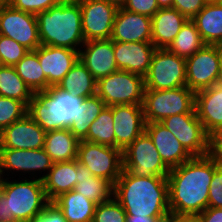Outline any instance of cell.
I'll return each instance as SVG.
<instances>
[{
	"label": "cell",
	"instance_id": "cell-26",
	"mask_svg": "<svg viewBox=\"0 0 222 222\" xmlns=\"http://www.w3.org/2000/svg\"><path fill=\"white\" fill-rule=\"evenodd\" d=\"M76 183V159L53 163L52 168L43 179L45 193L50 202H53L61 194L73 190Z\"/></svg>",
	"mask_w": 222,
	"mask_h": 222
},
{
	"label": "cell",
	"instance_id": "cell-49",
	"mask_svg": "<svg viewBox=\"0 0 222 222\" xmlns=\"http://www.w3.org/2000/svg\"><path fill=\"white\" fill-rule=\"evenodd\" d=\"M108 2L116 5L118 8L123 7L127 0H107Z\"/></svg>",
	"mask_w": 222,
	"mask_h": 222
},
{
	"label": "cell",
	"instance_id": "cell-2",
	"mask_svg": "<svg viewBox=\"0 0 222 222\" xmlns=\"http://www.w3.org/2000/svg\"><path fill=\"white\" fill-rule=\"evenodd\" d=\"M114 198L127 216L164 218L170 212L167 176L138 177L122 170L114 184Z\"/></svg>",
	"mask_w": 222,
	"mask_h": 222
},
{
	"label": "cell",
	"instance_id": "cell-44",
	"mask_svg": "<svg viewBox=\"0 0 222 222\" xmlns=\"http://www.w3.org/2000/svg\"><path fill=\"white\" fill-rule=\"evenodd\" d=\"M197 216L199 222H222V208L208 207Z\"/></svg>",
	"mask_w": 222,
	"mask_h": 222
},
{
	"label": "cell",
	"instance_id": "cell-32",
	"mask_svg": "<svg viewBox=\"0 0 222 222\" xmlns=\"http://www.w3.org/2000/svg\"><path fill=\"white\" fill-rule=\"evenodd\" d=\"M105 107L106 104L96 94L86 97L76 111L75 118L69 125V130L79 140H83L88 134L91 123Z\"/></svg>",
	"mask_w": 222,
	"mask_h": 222
},
{
	"label": "cell",
	"instance_id": "cell-30",
	"mask_svg": "<svg viewBox=\"0 0 222 222\" xmlns=\"http://www.w3.org/2000/svg\"><path fill=\"white\" fill-rule=\"evenodd\" d=\"M97 81L91 72L78 60L56 86L59 90L85 99L96 94Z\"/></svg>",
	"mask_w": 222,
	"mask_h": 222
},
{
	"label": "cell",
	"instance_id": "cell-42",
	"mask_svg": "<svg viewBox=\"0 0 222 222\" xmlns=\"http://www.w3.org/2000/svg\"><path fill=\"white\" fill-rule=\"evenodd\" d=\"M209 0H173L172 8L192 20Z\"/></svg>",
	"mask_w": 222,
	"mask_h": 222
},
{
	"label": "cell",
	"instance_id": "cell-34",
	"mask_svg": "<svg viewBox=\"0 0 222 222\" xmlns=\"http://www.w3.org/2000/svg\"><path fill=\"white\" fill-rule=\"evenodd\" d=\"M204 45L196 24L192 20H187L167 49L177 56L188 58Z\"/></svg>",
	"mask_w": 222,
	"mask_h": 222
},
{
	"label": "cell",
	"instance_id": "cell-3",
	"mask_svg": "<svg viewBox=\"0 0 222 222\" xmlns=\"http://www.w3.org/2000/svg\"><path fill=\"white\" fill-rule=\"evenodd\" d=\"M36 16L41 45L79 51L85 43L79 3L61 0Z\"/></svg>",
	"mask_w": 222,
	"mask_h": 222
},
{
	"label": "cell",
	"instance_id": "cell-12",
	"mask_svg": "<svg viewBox=\"0 0 222 222\" xmlns=\"http://www.w3.org/2000/svg\"><path fill=\"white\" fill-rule=\"evenodd\" d=\"M52 166H53V161L43 148L40 149L0 148V175L2 178L5 177L6 175L9 177V175L11 176L12 174V177H10L12 179L14 178L13 177L14 172L16 173L23 172L25 174L20 173L19 179L21 178L20 175L24 177L23 175L30 173L32 174L31 175L32 177L29 176V178L36 177L40 180H43L47 176ZM5 172H7L6 175ZM37 173L40 174L39 177L36 176ZM41 174L43 175L41 176Z\"/></svg>",
	"mask_w": 222,
	"mask_h": 222
},
{
	"label": "cell",
	"instance_id": "cell-40",
	"mask_svg": "<svg viewBox=\"0 0 222 222\" xmlns=\"http://www.w3.org/2000/svg\"><path fill=\"white\" fill-rule=\"evenodd\" d=\"M208 207L222 208V166L215 171L209 186Z\"/></svg>",
	"mask_w": 222,
	"mask_h": 222
},
{
	"label": "cell",
	"instance_id": "cell-39",
	"mask_svg": "<svg viewBox=\"0 0 222 222\" xmlns=\"http://www.w3.org/2000/svg\"><path fill=\"white\" fill-rule=\"evenodd\" d=\"M61 0H9V4L16 10L37 15L55 6Z\"/></svg>",
	"mask_w": 222,
	"mask_h": 222
},
{
	"label": "cell",
	"instance_id": "cell-25",
	"mask_svg": "<svg viewBox=\"0 0 222 222\" xmlns=\"http://www.w3.org/2000/svg\"><path fill=\"white\" fill-rule=\"evenodd\" d=\"M192 21L205 44L222 46V0H209Z\"/></svg>",
	"mask_w": 222,
	"mask_h": 222
},
{
	"label": "cell",
	"instance_id": "cell-54",
	"mask_svg": "<svg viewBox=\"0 0 222 222\" xmlns=\"http://www.w3.org/2000/svg\"><path fill=\"white\" fill-rule=\"evenodd\" d=\"M1 196H2V188H1V184H0V200H1Z\"/></svg>",
	"mask_w": 222,
	"mask_h": 222
},
{
	"label": "cell",
	"instance_id": "cell-41",
	"mask_svg": "<svg viewBox=\"0 0 222 222\" xmlns=\"http://www.w3.org/2000/svg\"><path fill=\"white\" fill-rule=\"evenodd\" d=\"M122 8L150 18L160 9L157 0H127Z\"/></svg>",
	"mask_w": 222,
	"mask_h": 222
},
{
	"label": "cell",
	"instance_id": "cell-4",
	"mask_svg": "<svg viewBox=\"0 0 222 222\" xmlns=\"http://www.w3.org/2000/svg\"><path fill=\"white\" fill-rule=\"evenodd\" d=\"M5 178L1 179L0 222H30L50 203L43 180Z\"/></svg>",
	"mask_w": 222,
	"mask_h": 222
},
{
	"label": "cell",
	"instance_id": "cell-21",
	"mask_svg": "<svg viewBox=\"0 0 222 222\" xmlns=\"http://www.w3.org/2000/svg\"><path fill=\"white\" fill-rule=\"evenodd\" d=\"M151 18L119 7L113 24L112 41L151 42Z\"/></svg>",
	"mask_w": 222,
	"mask_h": 222
},
{
	"label": "cell",
	"instance_id": "cell-27",
	"mask_svg": "<svg viewBox=\"0 0 222 222\" xmlns=\"http://www.w3.org/2000/svg\"><path fill=\"white\" fill-rule=\"evenodd\" d=\"M76 175L77 183L74 190L94 203L100 204L114 197V184L106 178L93 176L87 167L79 163L77 159Z\"/></svg>",
	"mask_w": 222,
	"mask_h": 222
},
{
	"label": "cell",
	"instance_id": "cell-14",
	"mask_svg": "<svg viewBox=\"0 0 222 222\" xmlns=\"http://www.w3.org/2000/svg\"><path fill=\"white\" fill-rule=\"evenodd\" d=\"M0 34L29 51H35L41 45L37 16L16 10L10 4L0 7Z\"/></svg>",
	"mask_w": 222,
	"mask_h": 222
},
{
	"label": "cell",
	"instance_id": "cell-18",
	"mask_svg": "<svg viewBox=\"0 0 222 222\" xmlns=\"http://www.w3.org/2000/svg\"><path fill=\"white\" fill-rule=\"evenodd\" d=\"M35 51L47 77V90L57 86L79 60V51L69 48L40 45Z\"/></svg>",
	"mask_w": 222,
	"mask_h": 222
},
{
	"label": "cell",
	"instance_id": "cell-37",
	"mask_svg": "<svg viewBox=\"0 0 222 222\" xmlns=\"http://www.w3.org/2000/svg\"><path fill=\"white\" fill-rule=\"evenodd\" d=\"M127 214L120 203L111 200L96 205L92 222H126Z\"/></svg>",
	"mask_w": 222,
	"mask_h": 222
},
{
	"label": "cell",
	"instance_id": "cell-13",
	"mask_svg": "<svg viewBox=\"0 0 222 222\" xmlns=\"http://www.w3.org/2000/svg\"><path fill=\"white\" fill-rule=\"evenodd\" d=\"M179 140L192 157L209 154L210 136L204 129L197 113H182L165 118L161 121Z\"/></svg>",
	"mask_w": 222,
	"mask_h": 222
},
{
	"label": "cell",
	"instance_id": "cell-50",
	"mask_svg": "<svg viewBox=\"0 0 222 222\" xmlns=\"http://www.w3.org/2000/svg\"><path fill=\"white\" fill-rule=\"evenodd\" d=\"M216 84H219V85L222 86V62H221L219 77H218V80H217V83H216Z\"/></svg>",
	"mask_w": 222,
	"mask_h": 222
},
{
	"label": "cell",
	"instance_id": "cell-35",
	"mask_svg": "<svg viewBox=\"0 0 222 222\" xmlns=\"http://www.w3.org/2000/svg\"><path fill=\"white\" fill-rule=\"evenodd\" d=\"M83 140L115 148L113 115L109 106H106L91 123L88 134Z\"/></svg>",
	"mask_w": 222,
	"mask_h": 222
},
{
	"label": "cell",
	"instance_id": "cell-53",
	"mask_svg": "<svg viewBox=\"0 0 222 222\" xmlns=\"http://www.w3.org/2000/svg\"><path fill=\"white\" fill-rule=\"evenodd\" d=\"M69 2H73V3H82L84 1H88V0H68Z\"/></svg>",
	"mask_w": 222,
	"mask_h": 222
},
{
	"label": "cell",
	"instance_id": "cell-38",
	"mask_svg": "<svg viewBox=\"0 0 222 222\" xmlns=\"http://www.w3.org/2000/svg\"><path fill=\"white\" fill-rule=\"evenodd\" d=\"M29 52L23 45L0 34V62L4 66H15Z\"/></svg>",
	"mask_w": 222,
	"mask_h": 222
},
{
	"label": "cell",
	"instance_id": "cell-24",
	"mask_svg": "<svg viewBox=\"0 0 222 222\" xmlns=\"http://www.w3.org/2000/svg\"><path fill=\"white\" fill-rule=\"evenodd\" d=\"M187 20L175 8H160L151 17V42L156 48L167 49Z\"/></svg>",
	"mask_w": 222,
	"mask_h": 222
},
{
	"label": "cell",
	"instance_id": "cell-20",
	"mask_svg": "<svg viewBox=\"0 0 222 222\" xmlns=\"http://www.w3.org/2000/svg\"><path fill=\"white\" fill-rule=\"evenodd\" d=\"M113 49L118 70L145 77L156 47L152 42H117Z\"/></svg>",
	"mask_w": 222,
	"mask_h": 222
},
{
	"label": "cell",
	"instance_id": "cell-19",
	"mask_svg": "<svg viewBox=\"0 0 222 222\" xmlns=\"http://www.w3.org/2000/svg\"><path fill=\"white\" fill-rule=\"evenodd\" d=\"M81 48L79 61L96 81L118 71L111 39L87 41Z\"/></svg>",
	"mask_w": 222,
	"mask_h": 222
},
{
	"label": "cell",
	"instance_id": "cell-48",
	"mask_svg": "<svg viewBox=\"0 0 222 222\" xmlns=\"http://www.w3.org/2000/svg\"><path fill=\"white\" fill-rule=\"evenodd\" d=\"M159 8H172L173 0H157Z\"/></svg>",
	"mask_w": 222,
	"mask_h": 222
},
{
	"label": "cell",
	"instance_id": "cell-52",
	"mask_svg": "<svg viewBox=\"0 0 222 222\" xmlns=\"http://www.w3.org/2000/svg\"><path fill=\"white\" fill-rule=\"evenodd\" d=\"M9 4V0H0V7Z\"/></svg>",
	"mask_w": 222,
	"mask_h": 222
},
{
	"label": "cell",
	"instance_id": "cell-9",
	"mask_svg": "<svg viewBox=\"0 0 222 222\" xmlns=\"http://www.w3.org/2000/svg\"><path fill=\"white\" fill-rule=\"evenodd\" d=\"M122 158L123 170L138 177L168 176L170 172L146 131L122 151Z\"/></svg>",
	"mask_w": 222,
	"mask_h": 222
},
{
	"label": "cell",
	"instance_id": "cell-47",
	"mask_svg": "<svg viewBox=\"0 0 222 222\" xmlns=\"http://www.w3.org/2000/svg\"><path fill=\"white\" fill-rule=\"evenodd\" d=\"M163 218H146L144 216H127L126 222H162Z\"/></svg>",
	"mask_w": 222,
	"mask_h": 222
},
{
	"label": "cell",
	"instance_id": "cell-5",
	"mask_svg": "<svg viewBox=\"0 0 222 222\" xmlns=\"http://www.w3.org/2000/svg\"><path fill=\"white\" fill-rule=\"evenodd\" d=\"M82 102L83 99L54 86L32 97L27 114L46 132L69 128Z\"/></svg>",
	"mask_w": 222,
	"mask_h": 222
},
{
	"label": "cell",
	"instance_id": "cell-8",
	"mask_svg": "<svg viewBox=\"0 0 222 222\" xmlns=\"http://www.w3.org/2000/svg\"><path fill=\"white\" fill-rule=\"evenodd\" d=\"M144 81L145 90H168L186 86V58L177 56L168 49L157 48Z\"/></svg>",
	"mask_w": 222,
	"mask_h": 222
},
{
	"label": "cell",
	"instance_id": "cell-1",
	"mask_svg": "<svg viewBox=\"0 0 222 222\" xmlns=\"http://www.w3.org/2000/svg\"><path fill=\"white\" fill-rule=\"evenodd\" d=\"M219 164L208 154L192 157L167 176L169 209L179 214L199 215L208 208L209 186Z\"/></svg>",
	"mask_w": 222,
	"mask_h": 222
},
{
	"label": "cell",
	"instance_id": "cell-6",
	"mask_svg": "<svg viewBox=\"0 0 222 222\" xmlns=\"http://www.w3.org/2000/svg\"><path fill=\"white\" fill-rule=\"evenodd\" d=\"M143 113L146 123L161 122L182 113H196L195 92L187 86L168 90H145Z\"/></svg>",
	"mask_w": 222,
	"mask_h": 222
},
{
	"label": "cell",
	"instance_id": "cell-28",
	"mask_svg": "<svg viewBox=\"0 0 222 222\" xmlns=\"http://www.w3.org/2000/svg\"><path fill=\"white\" fill-rule=\"evenodd\" d=\"M80 140L69 128L46 132L43 149L51 157L53 163L71 161L77 158Z\"/></svg>",
	"mask_w": 222,
	"mask_h": 222
},
{
	"label": "cell",
	"instance_id": "cell-22",
	"mask_svg": "<svg viewBox=\"0 0 222 222\" xmlns=\"http://www.w3.org/2000/svg\"><path fill=\"white\" fill-rule=\"evenodd\" d=\"M145 131L169 169L178 167L192 158L174 134L161 122L146 123Z\"/></svg>",
	"mask_w": 222,
	"mask_h": 222
},
{
	"label": "cell",
	"instance_id": "cell-16",
	"mask_svg": "<svg viewBox=\"0 0 222 222\" xmlns=\"http://www.w3.org/2000/svg\"><path fill=\"white\" fill-rule=\"evenodd\" d=\"M113 128L115 148L124 150L145 131V118L142 105H113Z\"/></svg>",
	"mask_w": 222,
	"mask_h": 222
},
{
	"label": "cell",
	"instance_id": "cell-23",
	"mask_svg": "<svg viewBox=\"0 0 222 222\" xmlns=\"http://www.w3.org/2000/svg\"><path fill=\"white\" fill-rule=\"evenodd\" d=\"M195 110L209 136L222 129V86L215 84L195 93Z\"/></svg>",
	"mask_w": 222,
	"mask_h": 222
},
{
	"label": "cell",
	"instance_id": "cell-11",
	"mask_svg": "<svg viewBox=\"0 0 222 222\" xmlns=\"http://www.w3.org/2000/svg\"><path fill=\"white\" fill-rule=\"evenodd\" d=\"M222 62V46L205 44L193 56L186 58V86L194 91L217 83Z\"/></svg>",
	"mask_w": 222,
	"mask_h": 222
},
{
	"label": "cell",
	"instance_id": "cell-33",
	"mask_svg": "<svg viewBox=\"0 0 222 222\" xmlns=\"http://www.w3.org/2000/svg\"><path fill=\"white\" fill-rule=\"evenodd\" d=\"M34 95L14 66H0V96L19 100L28 106Z\"/></svg>",
	"mask_w": 222,
	"mask_h": 222
},
{
	"label": "cell",
	"instance_id": "cell-46",
	"mask_svg": "<svg viewBox=\"0 0 222 222\" xmlns=\"http://www.w3.org/2000/svg\"><path fill=\"white\" fill-rule=\"evenodd\" d=\"M162 222H199L198 216L193 214H179L170 211Z\"/></svg>",
	"mask_w": 222,
	"mask_h": 222
},
{
	"label": "cell",
	"instance_id": "cell-31",
	"mask_svg": "<svg viewBox=\"0 0 222 222\" xmlns=\"http://www.w3.org/2000/svg\"><path fill=\"white\" fill-rule=\"evenodd\" d=\"M14 68L34 94L47 91V77L39 63L36 51H29Z\"/></svg>",
	"mask_w": 222,
	"mask_h": 222
},
{
	"label": "cell",
	"instance_id": "cell-51",
	"mask_svg": "<svg viewBox=\"0 0 222 222\" xmlns=\"http://www.w3.org/2000/svg\"><path fill=\"white\" fill-rule=\"evenodd\" d=\"M210 137H222V129L219 132L212 134Z\"/></svg>",
	"mask_w": 222,
	"mask_h": 222
},
{
	"label": "cell",
	"instance_id": "cell-10",
	"mask_svg": "<svg viewBox=\"0 0 222 222\" xmlns=\"http://www.w3.org/2000/svg\"><path fill=\"white\" fill-rule=\"evenodd\" d=\"M76 159L93 176L106 178L113 184L123 170L122 150L111 146L80 140Z\"/></svg>",
	"mask_w": 222,
	"mask_h": 222
},
{
	"label": "cell",
	"instance_id": "cell-17",
	"mask_svg": "<svg viewBox=\"0 0 222 222\" xmlns=\"http://www.w3.org/2000/svg\"><path fill=\"white\" fill-rule=\"evenodd\" d=\"M45 136L46 131L26 114L0 133V148L40 149L44 147Z\"/></svg>",
	"mask_w": 222,
	"mask_h": 222
},
{
	"label": "cell",
	"instance_id": "cell-45",
	"mask_svg": "<svg viewBox=\"0 0 222 222\" xmlns=\"http://www.w3.org/2000/svg\"><path fill=\"white\" fill-rule=\"evenodd\" d=\"M209 155L222 166V137H210Z\"/></svg>",
	"mask_w": 222,
	"mask_h": 222
},
{
	"label": "cell",
	"instance_id": "cell-29",
	"mask_svg": "<svg viewBox=\"0 0 222 222\" xmlns=\"http://www.w3.org/2000/svg\"><path fill=\"white\" fill-rule=\"evenodd\" d=\"M63 212L67 222H92L96 203L74 189L53 201Z\"/></svg>",
	"mask_w": 222,
	"mask_h": 222
},
{
	"label": "cell",
	"instance_id": "cell-36",
	"mask_svg": "<svg viewBox=\"0 0 222 222\" xmlns=\"http://www.w3.org/2000/svg\"><path fill=\"white\" fill-rule=\"evenodd\" d=\"M28 106L19 100L0 96V133L13 122L23 118Z\"/></svg>",
	"mask_w": 222,
	"mask_h": 222
},
{
	"label": "cell",
	"instance_id": "cell-7",
	"mask_svg": "<svg viewBox=\"0 0 222 222\" xmlns=\"http://www.w3.org/2000/svg\"><path fill=\"white\" fill-rule=\"evenodd\" d=\"M144 91V77L124 70L101 78L96 86V95L106 106L142 105Z\"/></svg>",
	"mask_w": 222,
	"mask_h": 222
},
{
	"label": "cell",
	"instance_id": "cell-43",
	"mask_svg": "<svg viewBox=\"0 0 222 222\" xmlns=\"http://www.w3.org/2000/svg\"><path fill=\"white\" fill-rule=\"evenodd\" d=\"M30 222H67L63 212L54 202H50L44 210Z\"/></svg>",
	"mask_w": 222,
	"mask_h": 222
},
{
	"label": "cell",
	"instance_id": "cell-15",
	"mask_svg": "<svg viewBox=\"0 0 222 222\" xmlns=\"http://www.w3.org/2000/svg\"><path fill=\"white\" fill-rule=\"evenodd\" d=\"M79 5L85 42L110 39L118 7L107 0H88Z\"/></svg>",
	"mask_w": 222,
	"mask_h": 222
}]
</instances>
